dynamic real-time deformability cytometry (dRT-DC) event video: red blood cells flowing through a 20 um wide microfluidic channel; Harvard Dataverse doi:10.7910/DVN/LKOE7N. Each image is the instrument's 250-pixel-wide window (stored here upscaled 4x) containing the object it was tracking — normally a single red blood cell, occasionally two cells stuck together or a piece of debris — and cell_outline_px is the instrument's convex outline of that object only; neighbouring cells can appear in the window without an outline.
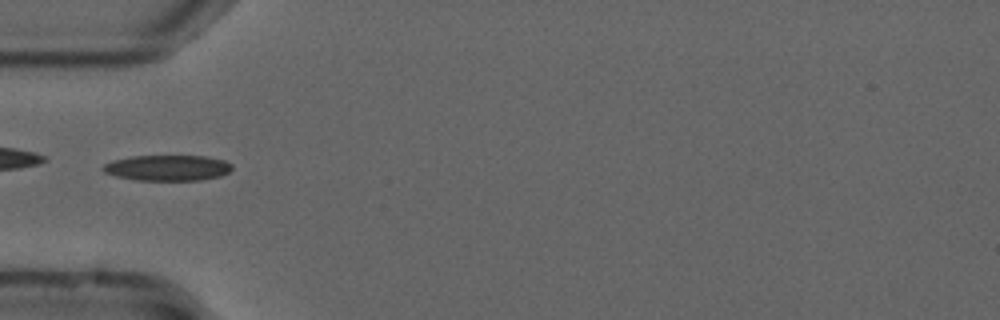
{"species": "common noctule bat (a hibernating species)", "species_latin": "Nyctalus noctula", "temperature_condition": "cold", "stored_images_in_passage": 13, "camera_frame_rate_fps": 3000, "um_per_image_px": 0.085, "animal": {"sex": "male", "forearm_length_mm": 52.5}, "frame": {"image": 1, "passage_image": 1, "time_ms": 0.0, "image_size_px": [1000, 320], "cell_outline_px": [[232, 168], [228, 172], [220, 176], [200, 180], [136, 180], [116, 176], [104, 172], [100, 168], [104, 164], [112, 160], [132, 156], [204, 156], [224, 160], [232, 164]], "centroid_in_image_um": [14.22, 14.26], "position_along_channel_um": 70.8, "area_um2": 19.31}}
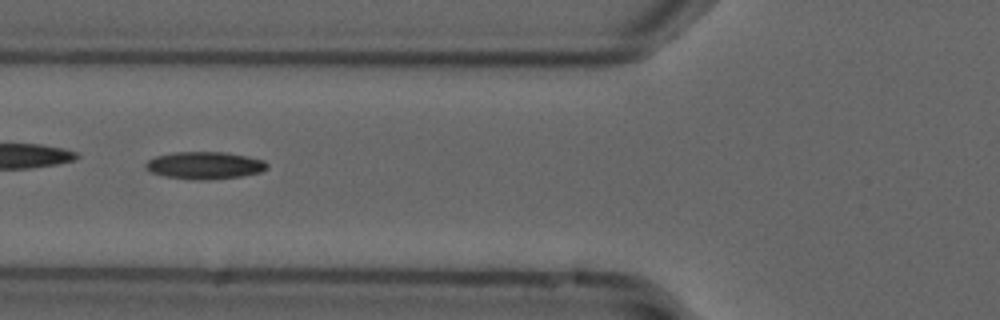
{"frame": {"image": 2, "passage_image": 4, "time_ms": 1.0, "image_size_px": [1000, 320], "cell_outline_px": [[268, 168], [260, 172], [240, 176], [204, 180], [200, 180], [164, 176], [152, 172], [144, 164], [148, 160], [156, 156], [172, 152], [224, 152], [248, 156], [264, 160], [268, 164]], "centroid_in_image_um": [17.42, 14.04], "position_along_channel_um": 108.4, "area_um2": 19.19}}
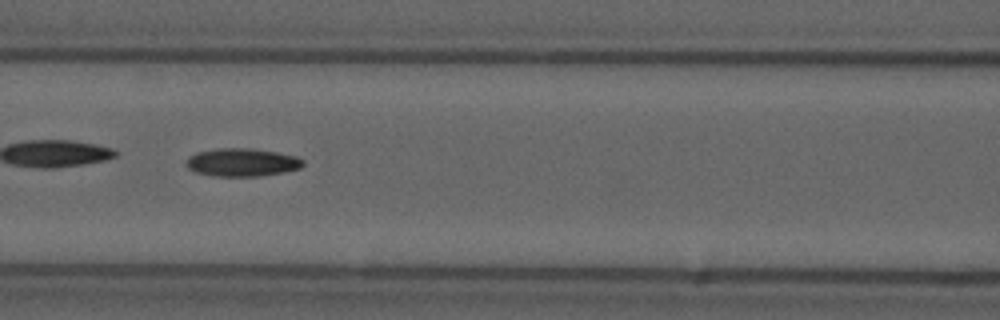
{"frame": {"image": 3, "passage_image": 7, "time_ms": 2.0, "image_size_px": [1000, 320], "cell_outline_px": [[304, 164], [300, 168], [284, 172], [260, 176], [212, 176], [196, 172], [188, 168], [184, 164], [188, 156], [196, 152], [216, 148], [252, 148], [276, 152], [296, 156], [304, 160]], "centroid_in_image_um": [20.54, 13.79], "position_along_channel_um": 146.1, "area_um2": 19.31}}